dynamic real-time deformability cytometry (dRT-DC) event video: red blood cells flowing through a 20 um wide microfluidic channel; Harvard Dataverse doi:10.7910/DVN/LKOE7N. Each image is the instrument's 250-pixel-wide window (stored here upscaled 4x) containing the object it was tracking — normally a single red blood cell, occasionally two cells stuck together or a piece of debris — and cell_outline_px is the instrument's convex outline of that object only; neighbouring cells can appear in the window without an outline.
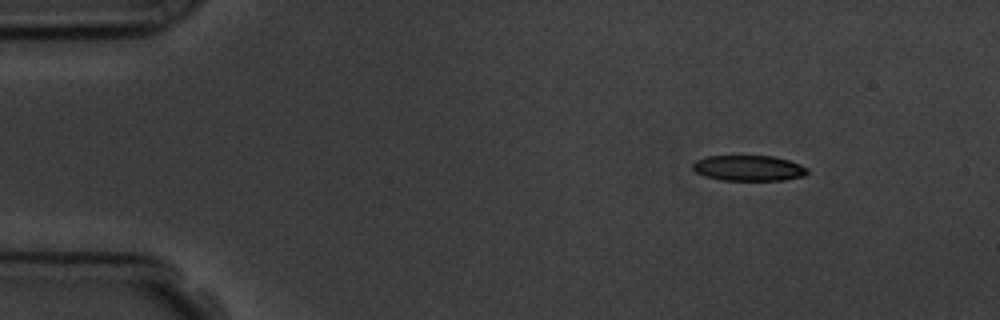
{"species": "common noctule bat (a hibernating species)", "species_latin": "Nyctalus noctula", "temperature_condition": "room temperature", "stored_images_in_passage": 5, "camera_frame_rate_fps": 3000, "um_per_image_px": 0.085, "animal": {"sex": "male", "body_mass_g": 19.5, "forearm_length_mm": 54.6}, "frame": {"image": 1, "passage_image": 1, "time_ms": 0.0, "image_size_px": [1000, 320], "cell_outline_px": [[808, 172], [804, 176], [784, 180], [720, 180], [704, 176], [696, 172], [692, 168], [692, 164], [696, 160], [708, 156], [772, 156], [788, 160], [800, 164], [808, 168]], "centroid_in_image_um": [63.63, 14.29], "position_along_channel_um": 21.4, "area_um2": 17.11}}